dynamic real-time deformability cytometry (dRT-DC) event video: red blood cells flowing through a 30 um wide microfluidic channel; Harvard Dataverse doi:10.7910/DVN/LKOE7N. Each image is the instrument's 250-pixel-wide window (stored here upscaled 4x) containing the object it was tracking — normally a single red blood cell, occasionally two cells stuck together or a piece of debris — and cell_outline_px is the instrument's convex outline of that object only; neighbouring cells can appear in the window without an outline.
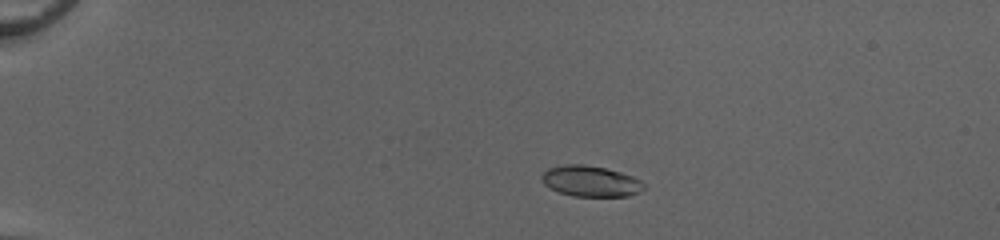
{"species": "common noctule bat (a hibernating species)", "species_latin": "Nyctalus noctula", "temperature_condition": "cold", "stored_images_in_passage": 52, "camera_frame_rate_fps": 3000, "um_per_image_px": 0.085, "animal": {"sex": "female", "body_mass_g": 20.0, "forearm_length_mm": 54.0}, "frame": {"image": 1, "passage_image": 12, "time_ms": 3.667, "image_size_px": [1000, 240], "cell_outline_px": [[644, 188], [628, 196], [572, 196], [560, 192], [544, 184], [540, 180], [540, 176], [548, 168], [564, 164], [584, 164], [604, 168], [620, 172], [632, 176], [640, 180], [644, 184]], "centroid_in_image_um": [50.16, 15.39], "position_along_channel_um": 34.8, "area_um2": 18.21}}
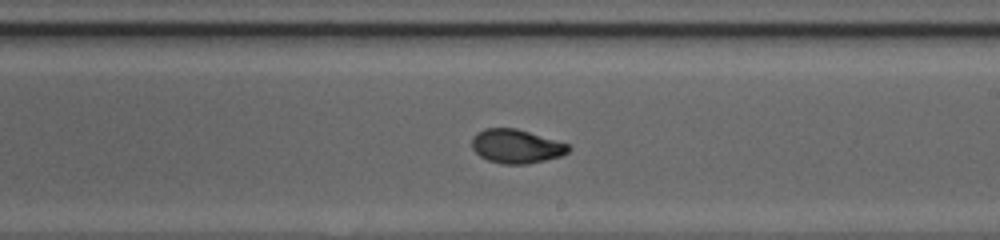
{"frame": {"image": 2, "passage_image": 33, "time_ms": 10.667, "image_size_px": [1000, 240], "cell_outline_px": [[572, 148], [568, 152], [560, 156], [544, 160], [524, 164], [504, 164], [488, 160], [480, 156], [472, 148], [472, 136], [476, 132], [484, 128], [516, 128], [568, 144]], "centroid_in_image_um": [43.85, 12.42], "position_along_channel_um": 245.1, "area_um2": 18.96}}
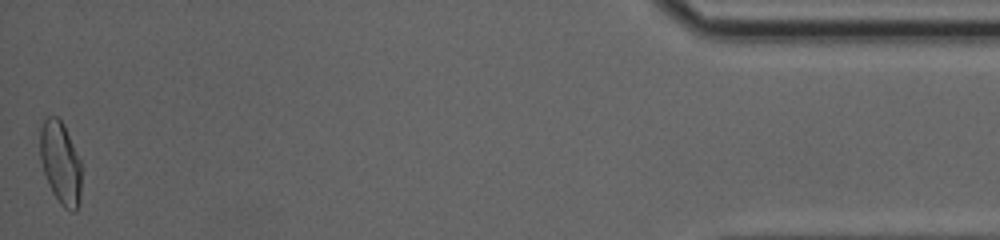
{"frame": {"image": 3, "passage_image": 52, "time_ms": 17.0, "image_size_px": [1000, 240], "cell_outline_px": [[80, 200], [76, 212], [72, 212], [64, 208], [60, 204], [52, 192], [48, 184], [40, 160], [40, 128], [44, 120], [48, 116], [56, 116], [64, 124], [80, 160]], "centroid_in_image_um": [5.13, 13.86], "position_along_channel_um": 430.1, "area_um2": 19.94}, "authors_computed_cell_mechanics": {"area_um2": 18.9584, "velocity_mm_per_s": 4.1261, "shape_relaxation_time_tau1_ms": 2.6423, "shape_relaxation_time_tau2_ms": 0.8791, "deformation_change_tau1": 0.1811, "deformation_change_tau2": 0.0545}}